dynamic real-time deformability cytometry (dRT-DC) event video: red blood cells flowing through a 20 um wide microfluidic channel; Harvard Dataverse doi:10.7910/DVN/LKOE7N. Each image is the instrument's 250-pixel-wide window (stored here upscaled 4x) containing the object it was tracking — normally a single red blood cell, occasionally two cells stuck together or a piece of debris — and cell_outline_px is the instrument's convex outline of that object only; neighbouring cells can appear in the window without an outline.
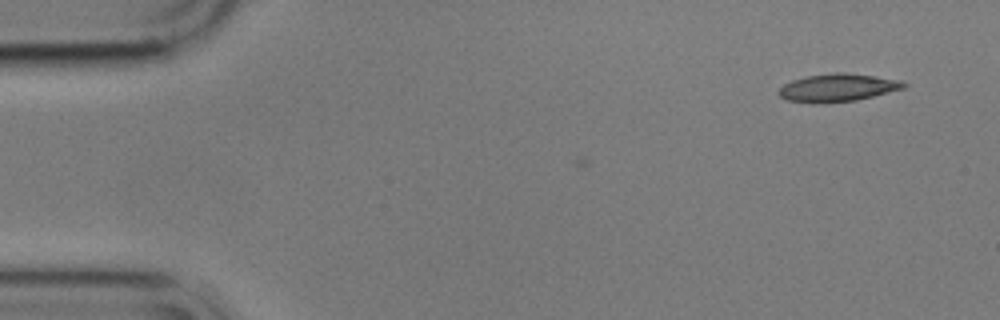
{"species": "common noctule bat (a hibernating species)", "species_latin": "Nyctalus noctula", "temperature_condition": "cold", "stored_images_in_passage": 9, "camera_frame_rate_fps": 3000, "um_per_image_px": 0.085, "animal": {"sex": "male", "body_mass_g": 17.9}, "frame": {"image": 1, "passage_image": 9, "time_ms": 2.667, "image_size_px": [1000, 320], "cell_outline_px": [[908, 84], [904, 88], [856, 100], [788, 100], [780, 96], [776, 92], [784, 84], [792, 80], [808, 76], [836, 72], [844, 72], [876, 76], [900, 80]], "centroid_in_image_um": [71.26, 7.39], "position_along_channel_um": 13.7, "area_um2": 19.25}}